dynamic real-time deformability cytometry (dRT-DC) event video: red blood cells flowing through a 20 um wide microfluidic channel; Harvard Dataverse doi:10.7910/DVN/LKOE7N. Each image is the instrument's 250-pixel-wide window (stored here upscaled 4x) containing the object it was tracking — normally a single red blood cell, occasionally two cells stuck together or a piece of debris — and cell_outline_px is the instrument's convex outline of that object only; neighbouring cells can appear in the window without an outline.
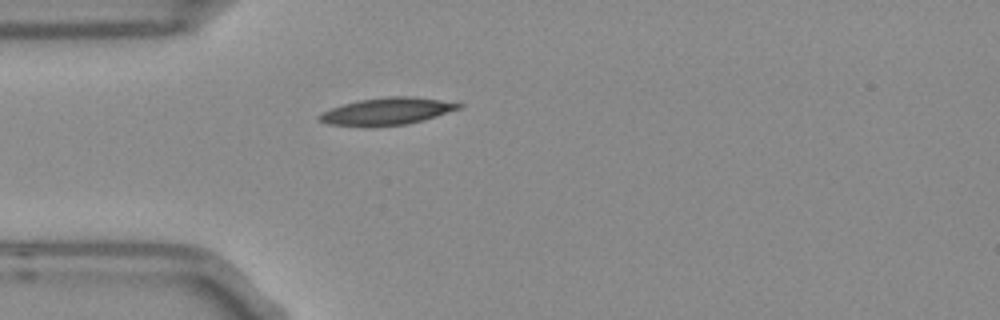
{"species": "Egyptian fruit bat (a non-hibernating species)", "species_latin": "Rousettus aegyptiacus", "temperature_condition": "room temperature", "stored_images_in_passage": 40, "camera_frame_rate_fps": 3000, "um_per_image_px": 0.085, "frame": {"image": 1, "passage_image": 1, "time_ms": 0.0, "image_size_px": [1000, 320], "cell_outline_px": [[464, 104], [460, 108], [424, 120], [408, 124], [328, 124], [316, 120], [316, 116], [320, 112], [344, 104], [360, 100], [388, 96], [412, 96], [440, 100]], "centroid_in_image_um": [32.9, 9.42], "position_along_channel_um": 52.1, "area_um2": 21.27}}
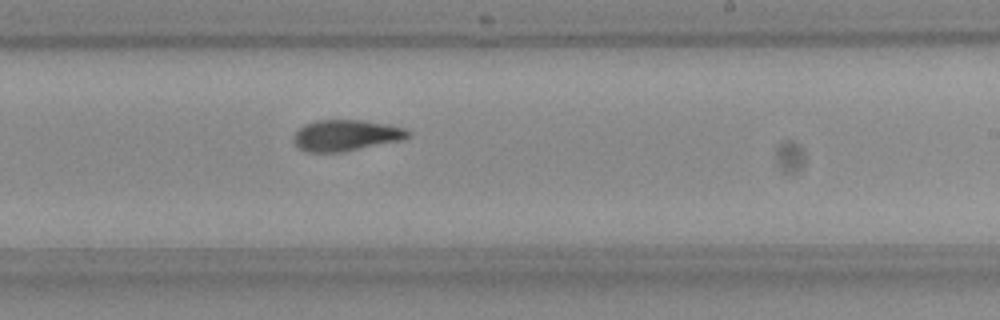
{"frame": {"image": 2, "passage_image": 18, "time_ms": 5.667, "image_size_px": [1000, 320], "cell_outline_px": [[412, 136], [404, 140], [340, 152], [308, 152], [300, 148], [296, 144], [296, 132], [304, 124], [316, 120], [360, 120], [388, 124], [404, 128], [412, 132]], "centroid_in_image_um": [29.49, 11.5], "position_along_channel_um": 259.5, "area_um2": 20.63}}
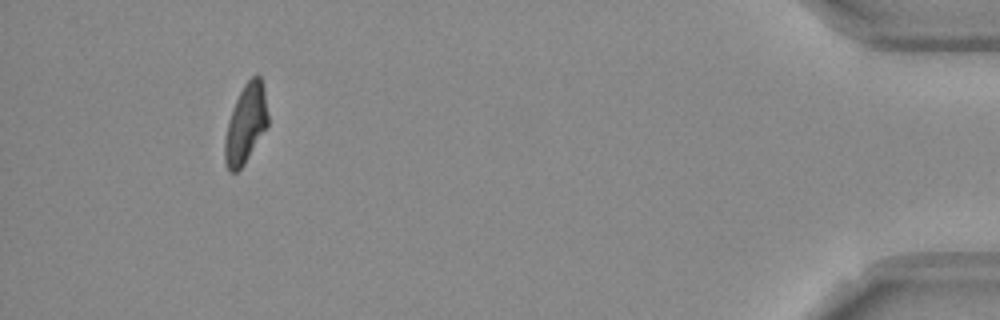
{"frame": {"image": 3, "passage_image": 36, "time_ms": 11.667, "image_size_px": [1000, 320], "cell_outline_px": [[268, 124], [244, 164], [236, 172], [232, 172], [228, 168], [224, 160], [224, 140], [228, 120], [232, 108], [244, 84], [256, 72], [260, 76], [264, 88], [268, 112]], "centroid_in_image_um": [20.88, 10.49], "position_along_channel_um": 414.3, "area_um2": 19.77}, "authors_computed_cell_mechanics": {"area_um2": 20.7213, "velocity_mm_per_s": 3.7773, "shape_relaxation_time_tau1_ms": 6.6485, "shape_relaxation_time_tau2_ms": 3.3451, "deformation_change_tau1": 0.2137, "deformation_change_tau2": 0.1027}}